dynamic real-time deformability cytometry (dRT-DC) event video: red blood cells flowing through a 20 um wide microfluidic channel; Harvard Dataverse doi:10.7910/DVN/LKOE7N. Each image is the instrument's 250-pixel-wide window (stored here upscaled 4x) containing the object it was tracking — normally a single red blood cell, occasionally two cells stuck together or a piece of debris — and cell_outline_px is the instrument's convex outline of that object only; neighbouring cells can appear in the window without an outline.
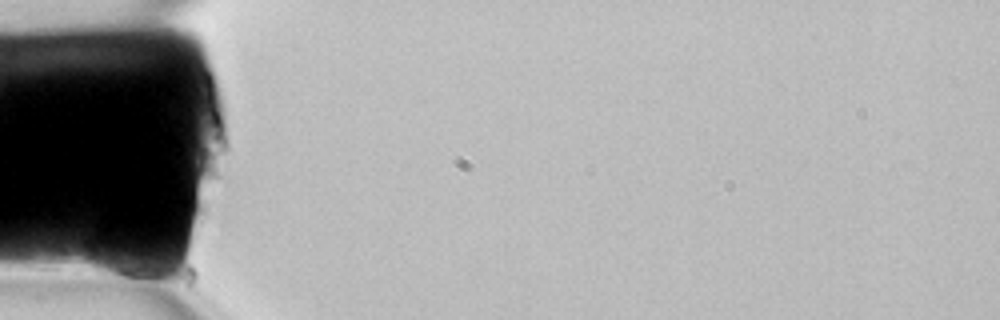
{"species": "common noctule bat (a hibernating species)", "species_latin": "Nyctalus noctula", "temperature_condition": "room temperature", "stored_images_in_passage": 2, "camera_frame_rate_fps": 3000, "um_per_image_px": 0.085, "animal": {"sex": "female", "body_mass_g": 22.7, "forearm_length_mm": 54.2}, "frame": {"image": 1, "passage_image": 1, "time_ms": 0.0, "image_size_px": [1000, 320], "cell_outline_px": [[160, 272], [152, 276], [112, 276], [92, 272], [84, 260], [92, 236], [96, 228], [144, 260]], "centroid_in_image_um": [9.77, 21.98], "position_along_channel_um": 75.2, "area_um2": 14.16}}